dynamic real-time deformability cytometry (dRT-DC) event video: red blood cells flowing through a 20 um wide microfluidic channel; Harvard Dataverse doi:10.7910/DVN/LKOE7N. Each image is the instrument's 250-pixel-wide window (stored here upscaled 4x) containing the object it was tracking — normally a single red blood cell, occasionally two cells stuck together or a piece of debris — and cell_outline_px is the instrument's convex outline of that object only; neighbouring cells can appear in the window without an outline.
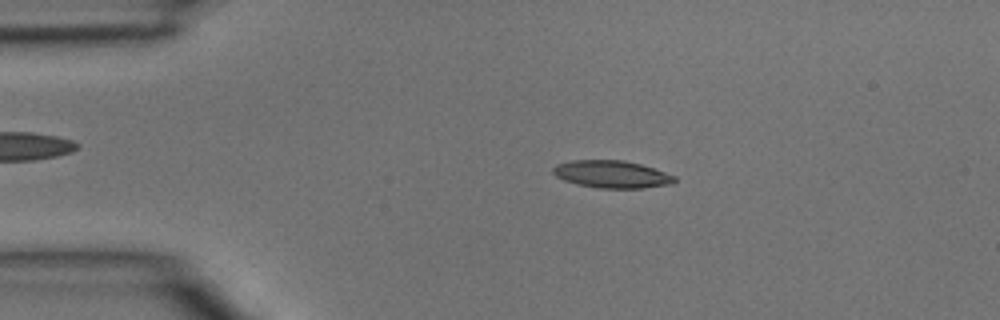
{"species": "common noctule bat (a hibernating species)", "species_latin": "Nyctalus noctula", "temperature_condition": "room temperature", "stored_images_in_passage": 3, "camera_frame_rate_fps": 3000, "um_per_image_px": 0.085, "animal": {"sex": "male", "body_mass_g": 15.6}, "frame": {"image": 1, "passage_image": 2, "time_ms": 0.333, "image_size_px": [1000, 320], "cell_outline_px": [[676, 180], [672, 184], [644, 188], [600, 188], [576, 184], [564, 180], [556, 176], [552, 172], [552, 168], [556, 164], [572, 160], [624, 160], [640, 164], [676, 176]], "centroid_in_image_um": [51.99, 14.81], "position_along_channel_um": 33.0, "area_um2": 19.42}}